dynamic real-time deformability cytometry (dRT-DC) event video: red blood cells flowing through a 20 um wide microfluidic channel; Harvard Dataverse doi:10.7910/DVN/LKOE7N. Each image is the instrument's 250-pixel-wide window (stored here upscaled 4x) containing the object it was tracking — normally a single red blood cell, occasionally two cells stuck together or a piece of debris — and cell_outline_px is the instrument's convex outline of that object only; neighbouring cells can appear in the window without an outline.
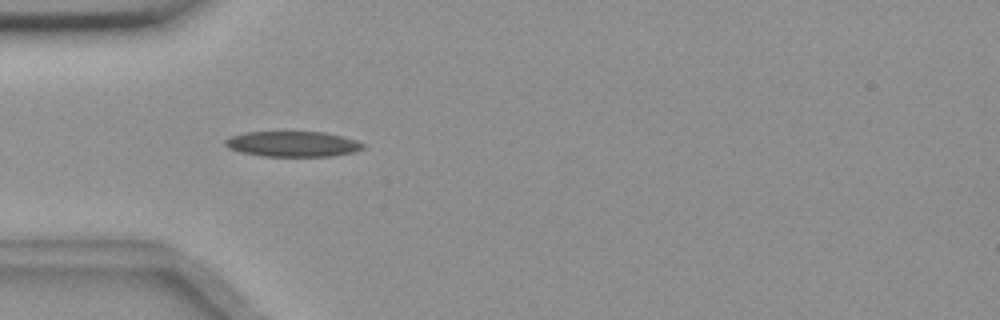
{"species": "common noctule bat (a hibernating species)", "species_latin": "Nyctalus noctula", "temperature_condition": "room temperature", "stored_images_in_passage": 7, "camera_frame_rate_fps": 3000, "um_per_image_px": 0.085, "animal": {"sex": "female", "body_mass_g": 18.4}, "frame": {"image": 1, "passage_image": 4, "time_ms": 1.0, "image_size_px": [1000, 320], "cell_outline_px": [[364, 148], [352, 152], [332, 156], [264, 156], [240, 152], [228, 148], [224, 144], [224, 140], [232, 136], [244, 132], [324, 132], [356, 140], [364, 144]], "centroid_in_image_um": [24.85, 12.24], "position_along_channel_um": 60.2, "area_um2": 20.29}}
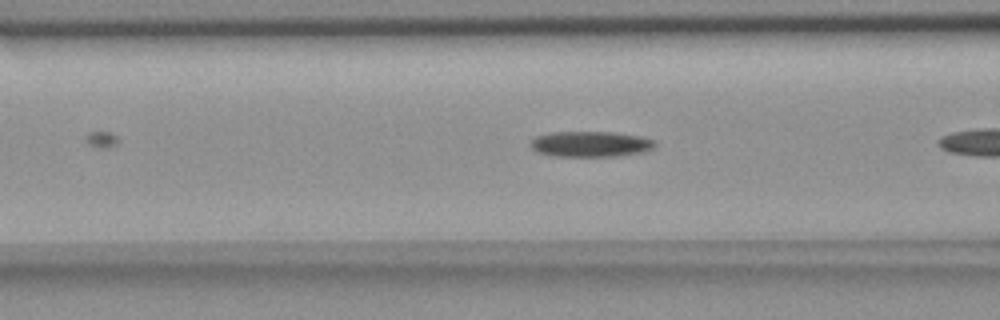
{"frame": {"image": 2, "passage_image": 6, "time_ms": 1.667, "image_size_px": [1000, 320], "cell_outline_px": [[656, 144], [652, 148], [644, 152], [616, 156], [552, 156], [540, 152], [532, 148], [528, 144], [536, 136], [552, 132], [612, 132], [640, 136], [656, 140]], "centroid_in_image_um": [50.21, 12.24], "position_along_channel_um": 116.4, "area_um2": 18.55}}